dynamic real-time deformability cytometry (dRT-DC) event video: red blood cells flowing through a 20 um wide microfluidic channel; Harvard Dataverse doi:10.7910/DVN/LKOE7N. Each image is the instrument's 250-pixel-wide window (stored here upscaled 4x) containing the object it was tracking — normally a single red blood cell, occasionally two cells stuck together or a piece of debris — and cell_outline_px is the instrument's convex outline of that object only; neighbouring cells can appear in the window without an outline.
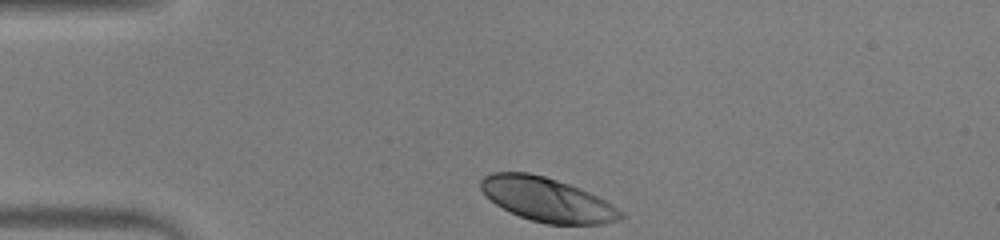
{"species": "human", "species_latin": "Homo sapiens", "temperature_condition": "warm", "stored_images_in_passage": 33, "camera_frame_rate_fps": 3000, "um_per_image_px": 0.085, "donor": {"sex": "male"}, "frame": {"image": 1, "passage_image": 1, "time_ms": 0.0, "image_size_px": [1000, 240], "cell_outline_px": [[628, 216], [620, 220], [604, 224], [544, 224], [520, 216], [496, 204], [480, 188], [480, 180], [484, 176], [492, 172], [528, 172], [544, 176], [580, 188], [612, 204], [624, 212]], "centroid_in_image_um": [46.55, 16.97], "position_along_channel_um": 38.4, "area_um2": 35.66}}
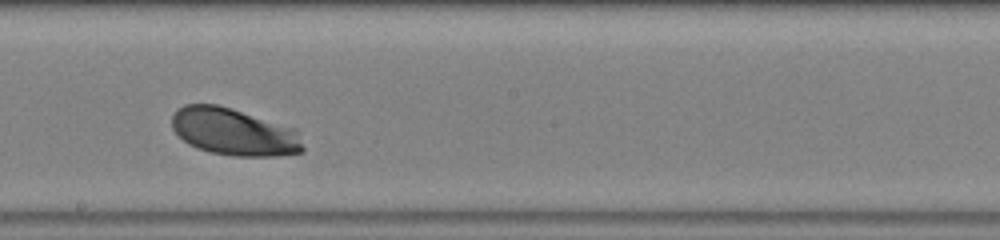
{"frame": {"image": 2, "passage_image": 19, "time_ms": 6.0, "image_size_px": [1000, 240], "cell_outline_px": [[304, 152], [276, 156], [232, 156], [212, 152], [196, 148], [188, 144], [172, 128], [172, 116], [184, 104], [216, 104], [232, 108], [296, 128], [304, 148]], "centroid_in_image_um": [19.91, 11.21], "position_along_channel_um": 228.3, "area_um2": 36.13}}
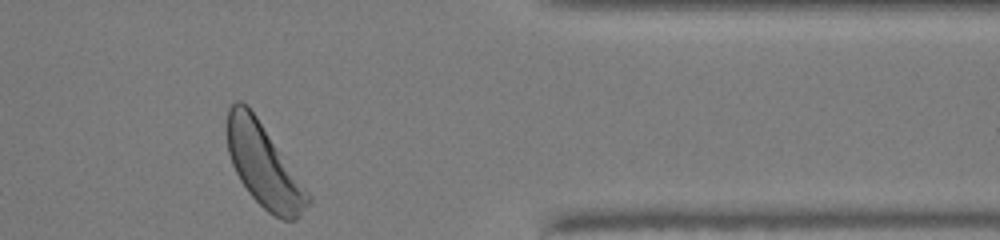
{"frame": {"image": 3, "passage_image": 33, "time_ms": 10.667, "image_size_px": [1000, 240], "cell_outline_px": [[312, 200], [296, 220], [280, 220], [268, 212], [248, 192], [240, 180], [232, 164], [228, 152], [224, 128], [228, 108], [236, 100], [240, 100], [248, 104], [308, 192]], "centroid_in_image_um": [22.35, 14.03], "position_along_channel_um": 389.0, "area_um2": 38.9}, "authors_computed_cell_mechanics": {"area_um2": 36.1828, "velocity_mm_per_s": 3.8287, "shape_relaxation_time_tau1_ms": 1.3461, "shape_relaxation_time_tau2_ms": 3.8118, "deformation_change_tau1": 0.1221, "deformation_change_tau2": 0.1045}}